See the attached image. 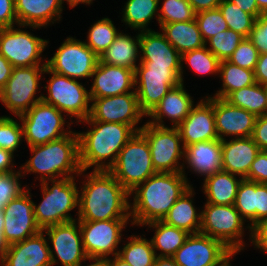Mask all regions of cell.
<instances>
[{
  "label": "cell",
  "instance_id": "6da1fadb",
  "mask_svg": "<svg viewBox=\"0 0 267 266\" xmlns=\"http://www.w3.org/2000/svg\"><path fill=\"white\" fill-rule=\"evenodd\" d=\"M79 199V221L127 220L130 193L108 170H95L89 176Z\"/></svg>",
  "mask_w": 267,
  "mask_h": 266
},
{
  "label": "cell",
  "instance_id": "7a4b0ae2",
  "mask_svg": "<svg viewBox=\"0 0 267 266\" xmlns=\"http://www.w3.org/2000/svg\"><path fill=\"white\" fill-rule=\"evenodd\" d=\"M134 199V223L162 221L175 202L190 188L182 172H156Z\"/></svg>",
  "mask_w": 267,
  "mask_h": 266
},
{
  "label": "cell",
  "instance_id": "3957f363",
  "mask_svg": "<svg viewBox=\"0 0 267 266\" xmlns=\"http://www.w3.org/2000/svg\"><path fill=\"white\" fill-rule=\"evenodd\" d=\"M90 122L96 124L93 130L85 134H77L81 170L85 171L95 164H97L95 170H109L115 164L120 150L134 135V132H139L140 129L134 130L130 125L115 122ZM112 154L114 155L108 166L98 164Z\"/></svg>",
  "mask_w": 267,
  "mask_h": 266
},
{
  "label": "cell",
  "instance_id": "277c9868",
  "mask_svg": "<svg viewBox=\"0 0 267 266\" xmlns=\"http://www.w3.org/2000/svg\"><path fill=\"white\" fill-rule=\"evenodd\" d=\"M131 193L156 173L146 137L139 131L120 150L115 164L108 170Z\"/></svg>",
  "mask_w": 267,
  "mask_h": 266
},
{
  "label": "cell",
  "instance_id": "5b68a950",
  "mask_svg": "<svg viewBox=\"0 0 267 266\" xmlns=\"http://www.w3.org/2000/svg\"><path fill=\"white\" fill-rule=\"evenodd\" d=\"M34 157L24 166L27 171L41 172L52 176L63 175L67 172H82L79 163L78 135L74 138L68 135L47 142L45 144L30 146Z\"/></svg>",
  "mask_w": 267,
  "mask_h": 266
},
{
  "label": "cell",
  "instance_id": "8992f818",
  "mask_svg": "<svg viewBox=\"0 0 267 266\" xmlns=\"http://www.w3.org/2000/svg\"><path fill=\"white\" fill-rule=\"evenodd\" d=\"M41 180H43L44 200L37 208L35 205L33 208L35 220L40 229L43 231L53 225L74 221L66 215L79 202L78 191L72 176L57 181L50 190L44 176Z\"/></svg>",
  "mask_w": 267,
  "mask_h": 266
},
{
  "label": "cell",
  "instance_id": "52a82bcc",
  "mask_svg": "<svg viewBox=\"0 0 267 266\" xmlns=\"http://www.w3.org/2000/svg\"><path fill=\"white\" fill-rule=\"evenodd\" d=\"M135 70V84L140 73V85L135 93L141 111L149 115L168 91L182 83L181 67L143 66Z\"/></svg>",
  "mask_w": 267,
  "mask_h": 266
},
{
  "label": "cell",
  "instance_id": "ba28073f",
  "mask_svg": "<svg viewBox=\"0 0 267 266\" xmlns=\"http://www.w3.org/2000/svg\"><path fill=\"white\" fill-rule=\"evenodd\" d=\"M140 132L146 137L150 148L153 168L156 172H183L176 168L177 160L183 154L180 151V132L177 127L169 129L162 124L148 122Z\"/></svg>",
  "mask_w": 267,
  "mask_h": 266
},
{
  "label": "cell",
  "instance_id": "9c48e42d",
  "mask_svg": "<svg viewBox=\"0 0 267 266\" xmlns=\"http://www.w3.org/2000/svg\"><path fill=\"white\" fill-rule=\"evenodd\" d=\"M201 214L200 233L222 241L231 251L236 253L242 246L234 237L242 234V217L234 205H216L207 203Z\"/></svg>",
  "mask_w": 267,
  "mask_h": 266
},
{
  "label": "cell",
  "instance_id": "30bf717a",
  "mask_svg": "<svg viewBox=\"0 0 267 266\" xmlns=\"http://www.w3.org/2000/svg\"><path fill=\"white\" fill-rule=\"evenodd\" d=\"M19 117L23 121V135L29 146L45 144L67 135L59 132L64 124L61 111L43 101L36 103Z\"/></svg>",
  "mask_w": 267,
  "mask_h": 266
},
{
  "label": "cell",
  "instance_id": "8fae6325",
  "mask_svg": "<svg viewBox=\"0 0 267 266\" xmlns=\"http://www.w3.org/2000/svg\"><path fill=\"white\" fill-rule=\"evenodd\" d=\"M46 63L40 69L39 66L13 67L12 74L6 85L0 90V100L15 115L26 113L30 108L42 101V97L32 100L38 87V72L45 71Z\"/></svg>",
  "mask_w": 267,
  "mask_h": 266
},
{
  "label": "cell",
  "instance_id": "7c38bea8",
  "mask_svg": "<svg viewBox=\"0 0 267 266\" xmlns=\"http://www.w3.org/2000/svg\"><path fill=\"white\" fill-rule=\"evenodd\" d=\"M44 72L53 73V76L48 85L49 97L43 96L42 101L53 105L61 112L65 111L86 120L91 110L88 109L90 93L73 78L52 72L47 66Z\"/></svg>",
  "mask_w": 267,
  "mask_h": 266
},
{
  "label": "cell",
  "instance_id": "4fadbf2b",
  "mask_svg": "<svg viewBox=\"0 0 267 266\" xmlns=\"http://www.w3.org/2000/svg\"><path fill=\"white\" fill-rule=\"evenodd\" d=\"M99 57L86 43L68 38L46 66L55 73L75 77H91Z\"/></svg>",
  "mask_w": 267,
  "mask_h": 266
},
{
  "label": "cell",
  "instance_id": "5bb4252c",
  "mask_svg": "<svg viewBox=\"0 0 267 266\" xmlns=\"http://www.w3.org/2000/svg\"><path fill=\"white\" fill-rule=\"evenodd\" d=\"M233 254L222 241L196 233L188 236L172 258L178 266H218Z\"/></svg>",
  "mask_w": 267,
  "mask_h": 266
},
{
  "label": "cell",
  "instance_id": "9a60e30c",
  "mask_svg": "<svg viewBox=\"0 0 267 266\" xmlns=\"http://www.w3.org/2000/svg\"><path fill=\"white\" fill-rule=\"evenodd\" d=\"M47 41L12 27L0 28V54L13 67L39 66L38 57Z\"/></svg>",
  "mask_w": 267,
  "mask_h": 266
},
{
  "label": "cell",
  "instance_id": "2e32d148",
  "mask_svg": "<svg viewBox=\"0 0 267 266\" xmlns=\"http://www.w3.org/2000/svg\"><path fill=\"white\" fill-rule=\"evenodd\" d=\"M91 106L86 121L115 122L130 125L138 123L144 113L141 111L137 94L129 92L111 97L91 98Z\"/></svg>",
  "mask_w": 267,
  "mask_h": 266
},
{
  "label": "cell",
  "instance_id": "e0dca14e",
  "mask_svg": "<svg viewBox=\"0 0 267 266\" xmlns=\"http://www.w3.org/2000/svg\"><path fill=\"white\" fill-rule=\"evenodd\" d=\"M126 220L79 221L82 246L87 257L104 258L114 251Z\"/></svg>",
  "mask_w": 267,
  "mask_h": 266
},
{
  "label": "cell",
  "instance_id": "ac0fdd59",
  "mask_svg": "<svg viewBox=\"0 0 267 266\" xmlns=\"http://www.w3.org/2000/svg\"><path fill=\"white\" fill-rule=\"evenodd\" d=\"M34 203L27 193L11 200L3 209L5 226L3 235L9 245L21 242L41 231L36 223Z\"/></svg>",
  "mask_w": 267,
  "mask_h": 266
},
{
  "label": "cell",
  "instance_id": "d6986e66",
  "mask_svg": "<svg viewBox=\"0 0 267 266\" xmlns=\"http://www.w3.org/2000/svg\"><path fill=\"white\" fill-rule=\"evenodd\" d=\"M43 237L42 230L27 239L9 245L3 266H50L56 261L51 249Z\"/></svg>",
  "mask_w": 267,
  "mask_h": 266
},
{
  "label": "cell",
  "instance_id": "ffe728a7",
  "mask_svg": "<svg viewBox=\"0 0 267 266\" xmlns=\"http://www.w3.org/2000/svg\"><path fill=\"white\" fill-rule=\"evenodd\" d=\"M208 101L204 104L201 100V103L192 108L189 115L177 127L184 148L197 142L219 139L215 128L214 98Z\"/></svg>",
  "mask_w": 267,
  "mask_h": 266
},
{
  "label": "cell",
  "instance_id": "44dd1931",
  "mask_svg": "<svg viewBox=\"0 0 267 266\" xmlns=\"http://www.w3.org/2000/svg\"><path fill=\"white\" fill-rule=\"evenodd\" d=\"M215 128L218 138H224L219 133L252 137L257 116L247 110L231 105L222 98L214 99Z\"/></svg>",
  "mask_w": 267,
  "mask_h": 266
},
{
  "label": "cell",
  "instance_id": "7402d4cb",
  "mask_svg": "<svg viewBox=\"0 0 267 266\" xmlns=\"http://www.w3.org/2000/svg\"><path fill=\"white\" fill-rule=\"evenodd\" d=\"M96 75L90 98L111 97L127 92L135 84V71L98 61L92 74Z\"/></svg>",
  "mask_w": 267,
  "mask_h": 266
},
{
  "label": "cell",
  "instance_id": "603a6c76",
  "mask_svg": "<svg viewBox=\"0 0 267 266\" xmlns=\"http://www.w3.org/2000/svg\"><path fill=\"white\" fill-rule=\"evenodd\" d=\"M75 221L45 228L54 250L64 266H80L81 259L88 258L77 233ZM81 243V244H80ZM82 247V250H81Z\"/></svg>",
  "mask_w": 267,
  "mask_h": 266
},
{
  "label": "cell",
  "instance_id": "cb8c5ba5",
  "mask_svg": "<svg viewBox=\"0 0 267 266\" xmlns=\"http://www.w3.org/2000/svg\"><path fill=\"white\" fill-rule=\"evenodd\" d=\"M222 170L246 178L252 162L261 149L252 137H241L230 142L221 141Z\"/></svg>",
  "mask_w": 267,
  "mask_h": 266
},
{
  "label": "cell",
  "instance_id": "d4e9b609",
  "mask_svg": "<svg viewBox=\"0 0 267 266\" xmlns=\"http://www.w3.org/2000/svg\"><path fill=\"white\" fill-rule=\"evenodd\" d=\"M139 35V48L144 54L141 58L143 66L181 67V55L166 40L164 34L148 30Z\"/></svg>",
  "mask_w": 267,
  "mask_h": 266
},
{
  "label": "cell",
  "instance_id": "484cf974",
  "mask_svg": "<svg viewBox=\"0 0 267 266\" xmlns=\"http://www.w3.org/2000/svg\"><path fill=\"white\" fill-rule=\"evenodd\" d=\"M184 150L185 157L194 171L209 176L222 170L220 139L197 142L185 147Z\"/></svg>",
  "mask_w": 267,
  "mask_h": 266
},
{
  "label": "cell",
  "instance_id": "4316f807",
  "mask_svg": "<svg viewBox=\"0 0 267 266\" xmlns=\"http://www.w3.org/2000/svg\"><path fill=\"white\" fill-rule=\"evenodd\" d=\"M62 0H15L17 22L34 27L47 24L54 15H59Z\"/></svg>",
  "mask_w": 267,
  "mask_h": 266
},
{
  "label": "cell",
  "instance_id": "83f0119b",
  "mask_svg": "<svg viewBox=\"0 0 267 266\" xmlns=\"http://www.w3.org/2000/svg\"><path fill=\"white\" fill-rule=\"evenodd\" d=\"M166 40L180 55L205 46L197 21L174 22L161 25Z\"/></svg>",
  "mask_w": 267,
  "mask_h": 266
},
{
  "label": "cell",
  "instance_id": "f1b7e54d",
  "mask_svg": "<svg viewBox=\"0 0 267 266\" xmlns=\"http://www.w3.org/2000/svg\"><path fill=\"white\" fill-rule=\"evenodd\" d=\"M192 105L190 96L183 90V83H180L168 91L148 116L158 121L164 116L162 114H165L173 118V121H176L174 126L178 127L189 115Z\"/></svg>",
  "mask_w": 267,
  "mask_h": 266
},
{
  "label": "cell",
  "instance_id": "f546056e",
  "mask_svg": "<svg viewBox=\"0 0 267 266\" xmlns=\"http://www.w3.org/2000/svg\"><path fill=\"white\" fill-rule=\"evenodd\" d=\"M233 174L218 171L205 179L204 190L208 196V203L216 205H234L240 184Z\"/></svg>",
  "mask_w": 267,
  "mask_h": 266
},
{
  "label": "cell",
  "instance_id": "4dcf8cb0",
  "mask_svg": "<svg viewBox=\"0 0 267 266\" xmlns=\"http://www.w3.org/2000/svg\"><path fill=\"white\" fill-rule=\"evenodd\" d=\"M140 35L137 43L129 36L119 33L114 42L99 56V61L107 65H115L123 68L136 70L135 60L137 45H140Z\"/></svg>",
  "mask_w": 267,
  "mask_h": 266
},
{
  "label": "cell",
  "instance_id": "1f68e13d",
  "mask_svg": "<svg viewBox=\"0 0 267 266\" xmlns=\"http://www.w3.org/2000/svg\"><path fill=\"white\" fill-rule=\"evenodd\" d=\"M192 195V190L189 188L173 205L168 211L166 216L163 218V222L167 225L183 229L188 233L193 234L200 233L201 227V214L196 215L195 208L193 207L191 200L187 197ZM199 219L200 222H196ZM196 223L197 224L196 226ZM192 228H195V230ZM192 230V231H191Z\"/></svg>",
  "mask_w": 267,
  "mask_h": 266
},
{
  "label": "cell",
  "instance_id": "d6a6232c",
  "mask_svg": "<svg viewBox=\"0 0 267 266\" xmlns=\"http://www.w3.org/2000/svg\"><path fill=\"white\" fill-rule=\"evenodd\" d=\"M263 87V88H262ZM259 83L231 92L225 100L231 105L243 108L256 116L265 115L267 110V87Z\"/></svg>",
  "mask_w": 267,
  "mask_h": 266
},
{
  "label": "cell",
  "instance_id": "836d02e7",
  "mask_svg": "<svg viewBox=\"0 0 267 266\" xmlns=\"http://www.w3.org/2000/svg\"><path fill=\"white\" fill-rule=\"evenodd\" d=\"M147 224L157 228L151 243L153 248H158L165 252L160 254L159 257H172L190 235L187 231L167 225L163 221H154Z\"/></svg>",
  "mask_w": 267,
  "mask_h": 266
},
{
  "label": "cell",
  "instance_id": "e575fe53",
  "mask_svg": "<svg viewBox=\"0 0 267 266\" xmlns=\"http://www.w3.org/2000/svg\"><path fill=\"white\" fill-rule=\"evenodd\" d=\"M219 72L222 73L224 89L215 98L225 99L231 92L256 83L254 70L244 69L227 60L220 61Z\"/></svg>",
  "mask_w": 267,
  "mask_h": 266
},
{
  "label": "cell",
  "instance_id": "d590c367",
  "mask_svg": "<svg viewBox=\"0 0 267 266\" xmlns=\"http://www.w3.org/2000/svg\"><path fill=\"white\" fill-rule=\"evenodd\" d=\"M116 254L131 266H154L157 258L151 242L132 237L131 242L123 248V251L116 252Z\"/></svg>",
  "mask_w": 267,
  "mask_h": 266
},
{
  "label": "cell",
  "instance_id": "8d00e7d4",
  "mask_svg": "<svg viewBox=\"0 0 267 266\" xmlns=\"http://www.w3.org/2000/svg\"><path fill=\"white\" fill-rule=\"evenodd\" d=\"M218 8L227 23L228 29L241 34L244 38L249 37L256 21L254 16L242 11L240 7L229 0H221Z\"/></svg>",
  "mask_w": 267,
  "mask_h": 266
},
{
  "label": "cell",
  "instance_id": "74e56055",
  "mask_svg": "<svg viewBox=\"0 0 267 266\" xmlns=\"http://www.w3.org/2000/svg\"><path fill=\"white\" fill-rule=\"evenodd\" d=\"M159 0H129L125 7L124 21L133 28H144L155 14Z\"/></svg>",
  "mask_w": 267,
  "mask_h": 266
},
{
  "label": "cell",
  "instance_id": "f35d334b",
  "mask_svg": "<svg viewBox=\"0 0 267 266\" xmlns=\"http://www.w3.org/2000/svg\"><path fill=\"white\" fill-rule=\"evenodd\" d=\"M117 35L112 21L104 18L90 29L89 43L86 45L99 57L114 42Z\"/></svg>",
  "mask_w": 267,
  "mask_h": 266
},
{
  "label": "cell",
  "instance_id": "ab89813d",
  "mask_svg": "<svg viewBox=\"0 0 267 266\" xmlns=\"http://www.w3.org/2000/svg\"><path fill=\"white\" fill-rule=\"evenodd\" d=\"M236 210L256 224V182L241 179L236 199L234 202Z\"/></svg>",
  "mask_w": 267,
  "mask_h": 266
},
{
  "label": "cell",
  "instance_id": "60d3db41",
  "mask_svg": "<svg viewBox=\"0 0 267 266\" xmlns=\"http://www.w3.org/2000/svg\"><path fill=\"white\" fill-rule=\"evenodd\" d=\"M159 15V23L169 24L174 22H186L195 19V12L188 0H165Z\"/></svg>",
  "mask_w": 267,
  "mask_h": 266
},
{
  "label": "cell",
  "instance_id": "b9f144b4",
  "mask_svg": "<svg viewBox=\"0 0 267 266\" xmlns=\"http://www.w3.org/2000/svg\"><path fill=\"white\" fill-rule=\"evenodd\" d=\"M243 38L244 37L241 34L231 29H227L208 39L212 47L209 50L220 61L228 60Z\"/></svg>",
  "mask_w": 267,
  "mask_h": 266
},
{
  "label": "cell",
  "instance_id": "7bdbcfd3",
  "mask_svg": "<svg viewBox=\"0 0 267 266\" xmlns=\"http://www.w3.org/2000/svg\"><path fill=\"white\" fill-rule=\"evenodd\" d=\"M195 20L198 23L199 31L205 43V38L209 39L217 33L228 29L219 8L198 12L195 14Z\"/></svg>",
  "mask_w": 267,
  "mask_h": 266
},
{
  "label": "cell",
  "instance_id": "ee69618b",
  "mask_svg": "<svg viewBox=\"0 0 267 266\" xmlns=\"http://www.w3.org/2000/svg\"><path fill=\"white\" fill-rule=\"evenodd\" d=\"M197 73H212L219 71L220 60L205 46L181 55Z\"/></svg>",
  "mask_w": 267,
  "mask_h": 266
},
{
  "label": "cell",
  "instance_id": "f6af8a7d",
  "mask_svg": "<svg viewBox=\"0 0 267 266\" xmlns=\"http://www.w3.org/2000/svg\"><path fill=\"white\" fill-rule=\"evenodd\" d=\"M259 52L249 38H243L239 46L228 58V62L248 70H254Z\"/></svg>",
  "mask_w": 267,
  "mask_h": 266
},
{
  "label": "cell",
  "instance_id": "bcb514c9",
  "mask_svg": "<svg viewBox=\"0 0 267 266\" xmlns=\"http://www.w3.org/2000/svg\"><path fill=\"white\" fill-rule=\"evenodd\" d=\"M23 128L9 117L0 118V148L13 152L19 145Z\"/></svg>",
  "mask_w": 267,
  "mask_h": 266
},
{
  "label": "cell",
  "instance_id": "7dc6e473",
  "mask_svg": "<svg viewBox=\"0 0 267 266\" xmlns=\"http://www.w3.org/2000/svg\"><path fill=\"white\" fill-rule=\"evenodd\" d=\"M17 175L20 174L0 173V210H3L11 200L24 193V190L19 187Z\"/></svg>",
  "mask_w": 267,
  "mask_h": 266
},
{
  "label": "cell",
  "instance_id": "c3c4849f",
  "mask_svg": "<svg viewBox=\"0 0 267 266\" xmlns=\"http://www.w3.org/2000/svg\"><path fill=\"white\" fill-rule=\"evenodd\" d=\"M259 54L267 53V12H262L255 21L248 37Z\"/></svg>",
  "mask_w": 267,
  "mask_h": 266
},
{
  "label": "cell",
  "instance_id": "681fc988",
  "mask_svg": "<svg viewBox=\"0 0 267 266\" xmlns=\"http://www.w3.org/2000/svg\"><path fill=\"white\" fill-rule=\"evenodd\" d=\"M245 179L267 184V151H260L255 157Z\"/></svg>",
  "mask_w": 267,
  "mask_h": 266
},
{
  "label": "cell",
  "instance_id": "f907efd6",
  "mask_svg": "<svg viewBox=\"0 0 267 266\" xmlns=\"http://www.w3.org/2000/svg\"><path fill=\"white\" fill-rule=\"evenodd\" d=\"M254 142L261 151H267V115L257 116L252 134Z\"/></svg>",
  "mask_w": 267,
  "mask_h": 266
},
{
  "label": "cell",
  "instance_id": "816d5d0a",
  "mask_svg": "<svg viewBox=\"0 0 267 266\" xmlns=\"http://www.w3.org/2000/svg\"><path fill=\"white\" fill-rule=\"evenodd\" d=\"M14 20L17 21L15 0H0V28L12 27Z\"/></svg>",
  "mask_w": 267,
  "mask_h": 266
},
{
  "label": "cell",
  "instance_id": "f5cc1de1",
  "mask_svg": "<svg viewBox=\"0 0 267 266\" xmlns=\"http://www.w3.org/2000/svg\"><path fill=\"white\" fill-rule=\"evenodd\" d=\"M267 218V184L256 182V223Z\"/></svg>",
  "mask_w": 267,
  "mask_h": 266
},
{
  "label": "cell",
  "instance_id": "db71d44e",
  "mask_svg": "<svg viewBox=\"0 0 267 266\" xmlns=\"http://www.w3.org/2000/svg\"><path fill=\"white\" fill-rule=\"evenodd\" d=\"M250 228L254 230L252 237L255 238L256 245L267 252V218L260 220Z\"/></svg>",
  "mask_w": 267,
  "mask_h": 266
},
{
  "label": "cell",
  "instance_id": "11a10c76",
  "mask_svg": "<svg viewBox=\"0 0 267 266\" xmlns=\"http://www.w3.org/2000/svg\"><path fill=\"white\" fill-rule=\"evenodd\" d=\"M254 76L257 83L267 87V53L259 54Z\"/></svg>",
  "mask_w": 267,
  "mask_h": 266
},
{
  "label": "cell",
  "instance_id": "9f6ffc18",
  "mask_svg": "<svg viewBox=\"0 0 267 266\" xmlns=\"http://www.w3.org/2000/svg\"><path fill=\"white\" fill-rule=\"evenodd\" d=\"M195 13L218 8L221 0H188Z\"/></svg>",
  "mask_w": 267,
  "mask_h": 266
},
{
  "label": "cell",
  "instance_id": "6f0895ef",
  "mask_svg": "<svg viewBox=\"0 0 267 266\" xmlns=\"http://www.w3.org/2000/svg\"><path fill=\"white\" fill-rule=\"evenodd\" d=\"M242 9V11L251 14L257 18L262 12L258 9L256 0H229Z\"/></svg>",
  "mask_w": 267,
  "mask_h": 266
},
{
  "label": "cell",
  "instance_id": "680465c9",
  "mask_svg": "<svg viewBox=\"0 0 267 266\" xmlns=\"http://www.w3.org/2000/svg\"><path fill=\"white\" fill-rule=\"evenodd\" d=\"M13 66L0 54V90L6 85L12 74Z\"/></svg>",
  "mask_w": 267,
  "mask_h": 266
},
{
  "label": "cell",
  "instance_id": "91938a15",
  "mask_svg": "<svg viewBox=\"0 0 267 266\" xmlns=\"http://www.w3.org/2000/svg\"><path fill=\"white\" fill-rule=\"evenodd\" d=\"M12 154V152L0 148V173L12 172V170L8 169L12 161Z\"/></svg>",
  "mask_w": 267,
  "mask_h": 266
},
{
  "label": "cell",
  "instance_id": "94428289",
  "mask_svg": "<svg viewBox=\"0 0 267 266\" xmlns=\"http://www.w3.org/2000/svg\"><path fill=\"white\" fill-rule=\"evenodd\" d=\"M154 266H178L172 257H157Z\"/></svg>",
  "mask_w": 267,
  "mask_h": 266
},
{
  "label": "cell",
  "instance_id": "6125c7cd",
  "mask_svg": "<svg viewBox=\"0 0 267 266\" xmlns=\"http://www.w3.org/2000/svg\"><path fill=\"white\" fill-rule=\"evenodd\" d=\"M8 247H9V244L5 240L3 232L0 231V253H1V259L4 257L6 251L8 250Z\"/></svg>",
  "mask_w": 267,
  "mask_h": 266
},
{
  "label": "cell",
  "instance_id": "be15d7a7",
  "mask_svg": "<svg viewBox=\"0 0 267 266\" xmlns=\"http://www.w3.org/2000/svg\"><path fill=\"white\" fill-rule=\"evenodd\" d=\"M109 266H131L129 263L125 262L121 259L117 254L115 256L114 261L111 263L109 260Z\"/></svg>",
  "mask_w": 267,
  "mask_h": 266
},
{
  "label": "cell",
  "instance_id": "e7e4bbea",
  "mask_svg": "<svg viewBox=\"0 0 267 266\" xmlns=\"http://www.w3.org/2000/svg\"><path fill=\"white\" fill-rule=\"evenodd\" d=\"M89 259H93V260H96L97 262H95V264H91L89 266H109V260L108 259H102L99 257L97 258H94V257H89Z\"/></svg>",
  "mask_w": 267,
  "mask_h": 266
},
{
  "label": "cell",
  "instance_id": "03108f58",
  "mask_svg": "<svg viewBox=\"0 0 267 266\" xmlns=\"http://www.w3.org/2000/svg\"><path fill=\"white\" fill-rule=\"evenodd\" d=\"M258 9L261 12H267V0H256Z\"/></svg>",
  "mask_w": 267,
  "mask_h": 266
},
{
  "label": "cell",
  "instance_id": "003e7915",
  "mask_svg": "<svg viewBox=\"0 0 267 266\" xmlns=\"http://www.w3.org/2000/svg\"><path fill=\"white\" fill-rule=\"evenodd\" d=\"M5 226V217L3 210H0V231L3 232Z\"/></svg>",
  "mask_w": 267,
  "mask_h": 266
},
{
  "label": "cell",
  "instance_id": "a7ac6f4b",
  "mask_svg": "<svg viewBox=\"0 0 267 266\" xmlns=\"http://www.w3.org/2000/svg\"><path fill=\"white\" fill-rule=\"evenodd\" d=\"M70 4L71 7L77 5L78 3L82 2V3H89L91 0H67Z\"/></svg>",
  "mask_w": 267,
  "mask_h": 266
},
{
  "label": "cell",
  "instance_id": "89a4df30",
  "mask_svg": "<svg viewBox=\"0 0 267 266\" xmlns=\"http://www.w3.org/2000/svg\"><path fill=\"white\" fill-rule=\"evenodd\" d=\"M231 257V255L224 261V262H222V264L221 265H218V266H229L228 265V259Z\"/></svg>",
  "mask_w": 267,
  "mask_h": 266
}]
</instances>
